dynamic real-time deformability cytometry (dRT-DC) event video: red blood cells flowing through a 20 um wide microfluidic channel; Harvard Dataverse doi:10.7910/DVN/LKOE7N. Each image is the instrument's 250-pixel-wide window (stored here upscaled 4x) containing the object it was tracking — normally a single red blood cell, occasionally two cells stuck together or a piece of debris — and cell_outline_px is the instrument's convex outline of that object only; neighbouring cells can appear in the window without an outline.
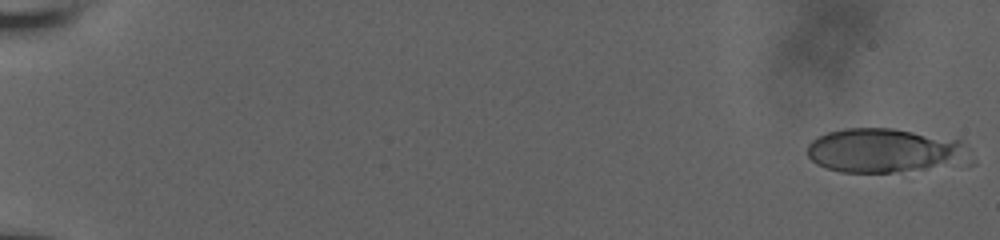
{"species": "human", "species_latin": "Homo sapiens", "temperature_condition": "room temperature", "stored_images_in_passage": 17, "camera_frame_rate_fps": 3000, "um_per_image_px": 0.085, "donor": {"sex": "male"}, "frame": {"image": 1, "passage_image": 1, "time_ms": 0.0, "image_size_px": [1000, 240], "cell_outline_px": [[960, 148], [952, 156], [944, 160], [924, 168], [900, 172], [840, 172], [816, 164], [808, 156], [808, 144], [816, 136], [828, 132], [844, 128], [892, 128], [960, 140]], "centroid_in_image_um": [74.75, 12.75], "position_along_channel_um": 10.2, "area_um2": 39.07}}